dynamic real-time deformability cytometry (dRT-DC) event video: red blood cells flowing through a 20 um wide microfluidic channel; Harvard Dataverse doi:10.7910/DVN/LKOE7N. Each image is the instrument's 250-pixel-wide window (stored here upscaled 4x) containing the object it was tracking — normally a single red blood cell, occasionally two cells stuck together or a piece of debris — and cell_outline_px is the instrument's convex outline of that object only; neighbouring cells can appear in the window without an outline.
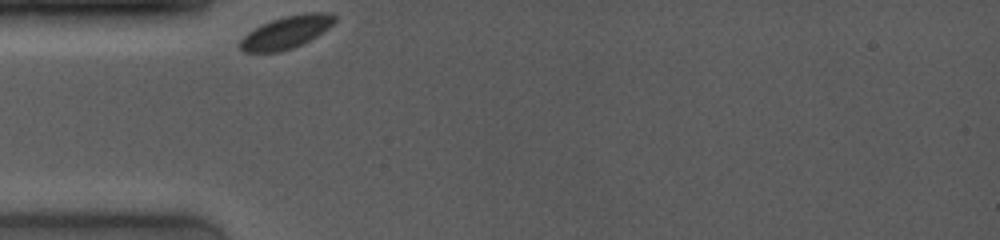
{"species": "common noctule bat (a hibernating species)", "species_latin": "Nyctalus noctula", "temperature_condition": "room temperature", "stored_images_in_passage": 4, "camera_frame_rate_fps": 4000, "um_per_image_px": 0.085, "animal": {"sex": "female", "body_mass_g": 19.0, "forearm_length_mm": 53.3}, "frame": {"image": 1, "passage_image": 1, "time_ms": 0.0, "image_size_px": [1000, 240], "cell_outline_px": [[336, 20], [328, 28], [316, 36], [292, 48], [280, 52], [244, 52], [240, 48], [240, 40], [248, 32], [272, 20], [284, 16], [304, 12], [332, 12], [336, 16]], "centroid_in_image_um": [24.36, 2.72], "position_along_channel_um": 60.6, "area_um2": 17.74}}